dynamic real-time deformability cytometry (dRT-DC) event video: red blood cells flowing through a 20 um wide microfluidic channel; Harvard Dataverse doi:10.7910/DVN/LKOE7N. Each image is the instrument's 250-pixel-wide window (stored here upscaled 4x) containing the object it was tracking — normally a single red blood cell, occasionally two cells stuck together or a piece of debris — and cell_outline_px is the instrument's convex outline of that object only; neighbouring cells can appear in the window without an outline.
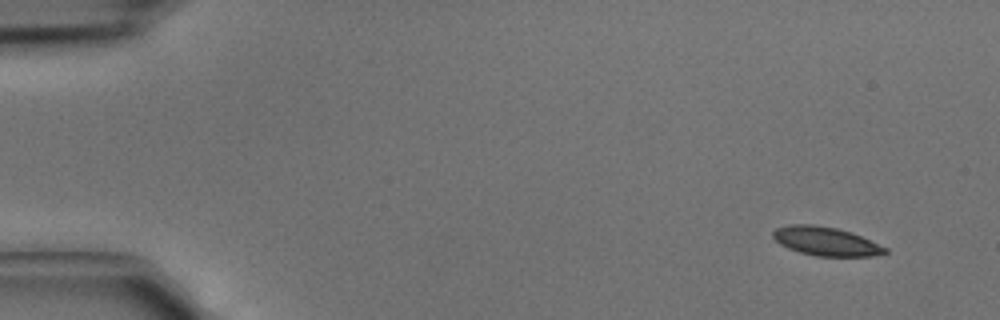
{"species": "common noctule bat (a hibernating species)", "species_latin": "Nyctalus noctula", "temperature_condition": "cold", "stored_images_in_passage": 4, "camera_frame_rate_fps": 3000, "um_per_image_px": 0.085, "animal": {"sex": "male", "body_mass_g": 15.6}, "frame": {"image": 1, "passage_image": 1, "time_ms": 0.0, "image_size_px": [1000, 320], "cell_outline_px": [[888, 252], [872, 256], [816, 256], [800, 252], [788, 248], [780, 244], [772, 236], [772, 232], [776, 228], [788, 224], [812, 224], [836, 228], [860, 236], [888, 248]], "centroid_in_image_um": [70.16, 20.51], "position_along_channel_um": 14.8, "area_um2": 18.61}}
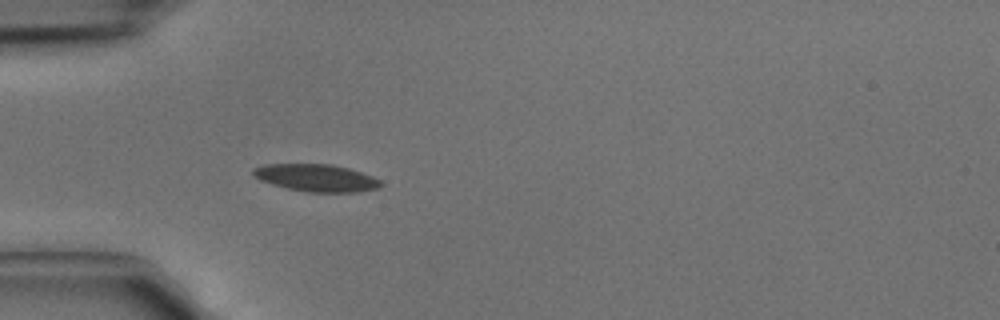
{"frame": {"image": 2, "passage_image": 4, "time_ms": 1.0, "image_size_px": [1000, 320], "cell_outline_px": [[384, 184], [376, 188], [356, 192], [308, 192], [288, 188], [272, 184], [260, 180], [252, 176], [252, 168], [260, 164], [332, 164], [348, 168], [372, 176], [380, 180]], "centroid_in_image_um": [26.83, 15.1], "position_along_channel_um": 58.2, "area_um2": 20.35}}